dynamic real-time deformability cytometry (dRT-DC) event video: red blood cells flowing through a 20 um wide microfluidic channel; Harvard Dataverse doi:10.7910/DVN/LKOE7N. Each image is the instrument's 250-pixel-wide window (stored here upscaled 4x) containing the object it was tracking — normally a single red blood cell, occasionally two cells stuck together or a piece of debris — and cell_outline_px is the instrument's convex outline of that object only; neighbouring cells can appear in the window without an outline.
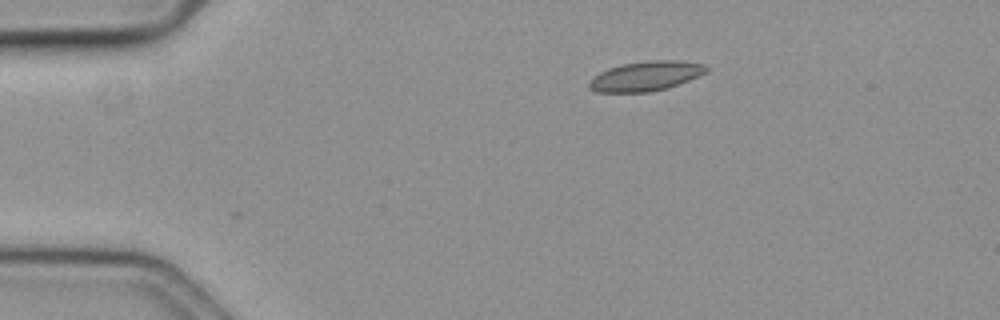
{"species": "common noctule bat (a hibernating species)", "species_latin": "Nyctalus noctula", "temperature_condition": "cold", "stored_images_in_passage": 48, "camera_frame_rate_fps": 3000, "um_per_image_px": 0.085, "animal": {"sex": "female", "body_mass_g": 19.3, "forearm_length_mm": 54.1}, "frame": {"image": 1, "passage_image": 1, "time_ms": 0.0, "image_size_px": [1000, 320], "cell_outline_px": [[708, 72], [668, 88], [648, 92], [596, 92], [588, 88], [588, 80], [592, 76], [608, 68], [620, 64], [648, 60], [680, 60], [704, 64], [708, 68]], "centroid_in_image_um": [54.85, 6.46], "position_along_channel_um": 30.1, "area_um2": 20.52}}
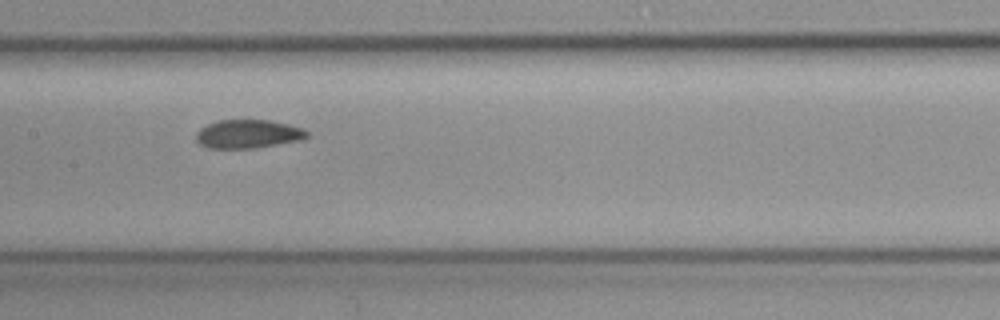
{"frame": {"image": 2, "passage_image": 19, "time_ms": 6.0, "image_size_px": [1000, 320], "cell_outline_px": [[308, 136], [304, 140], [252, 148], [208, 148], [200, 144], [196, 140], [196, 132], [200, 128], [216, 120], [268, 120], [288, 124], [304, 128], [308, 132]], "centroid_in_image_um": [21.1, 11.38], "position_along_channel_um": 186.3, "area_um2": 18.55}}
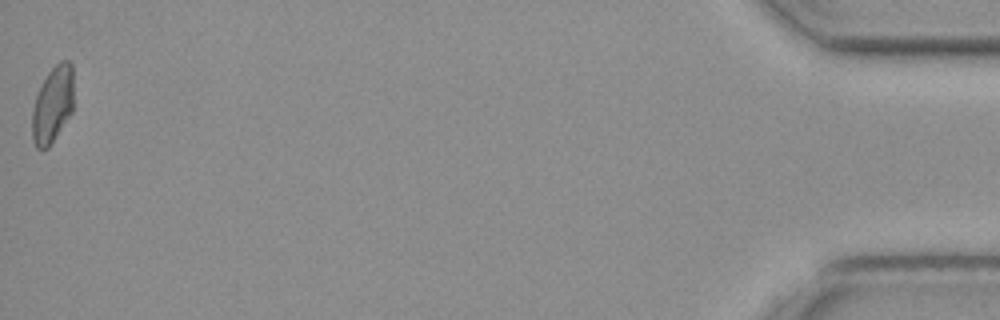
{"frame": {"image": 3, "passage_image": 48, "time_ms": 15.667, "image_size_px": [1000, 320], "cell_outline_px": [[72, 112], [48, 148], [36, 148], [32, 140], [32, 108], [36, 96], [48, 72], [60, 60], [68, 60], [72, 64]], "centroid_in_image_um": [4.46, 8.89], "position_along_channel_um": 430.7, "area_um2": 18.32}, "authors_computed_cell_mechanics": {"area_um2": 18.8139, "velocity_mm_per_s": 3.581, "shape_relaxation_time_tau1_ms": null, "shape_relaxation_time_tau2_ms": 2.2128, "deformation_change_tau1": null, "deformation_change_tau2": 0.0459}}